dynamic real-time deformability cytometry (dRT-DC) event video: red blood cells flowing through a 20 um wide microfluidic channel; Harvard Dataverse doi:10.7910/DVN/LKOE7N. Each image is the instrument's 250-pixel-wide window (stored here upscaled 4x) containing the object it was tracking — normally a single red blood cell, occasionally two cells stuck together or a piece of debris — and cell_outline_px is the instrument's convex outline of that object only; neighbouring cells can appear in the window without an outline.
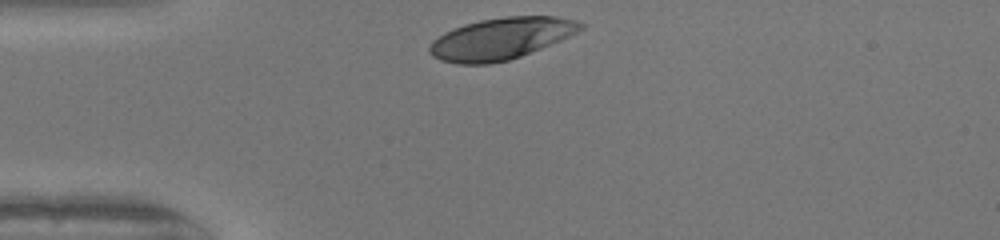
{"species": "human", "species_latin": "Homo sapiens", "temperature_condition": "warm", "stored_images_in_passage": 29, "camera_frame_rate_fps": 3000, "um_per_image_px": 0.085, "donor": {"sex": "female"}, "frame": {"image": 1, "passage_image": 1, "time_ms": 0.0, "image_size_px": [1000, 240], "cell_outline_px": [[584, 28], [560, 40], [520, 56], [508, 60], [488, 64], [456, 64], [440, 60], [432, 56], [428, 52], [428, 48], [432, 40], [444, 32], [464, 24], [480, 20], [504, 16], [556, 16], [576, 20], [584, 24]], "centroid_in_image_um": [42.54, 3.28], "position_along_channel_um": 42.5, "area_um2": 36.65}}
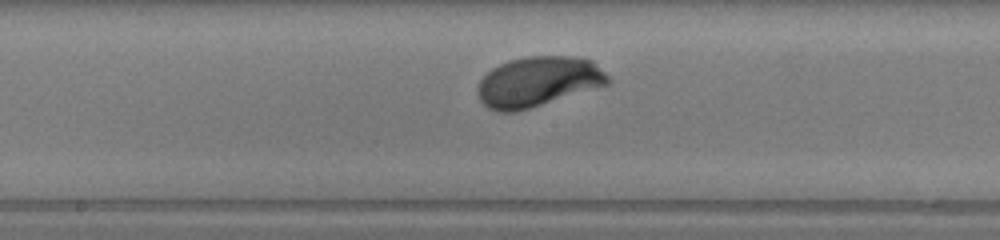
{"frame": {"image": 2, "passage_image": 15, "time_ms": 4.667, "image_size_px": [1000, 240], "cell_outline_px": [[612, 80], [608, 84], [516, 112], [496, 112], [488, 108], [480, 100], [476, 92], [476, 88], [480, 80], [492, 68], [508, 60], [524, 56], [572, 56], [592, 60]], "centroid_in_image_um": [45.7, 6.93], "position_along_channel_um": 202.5, "area_um2": 37.97}}
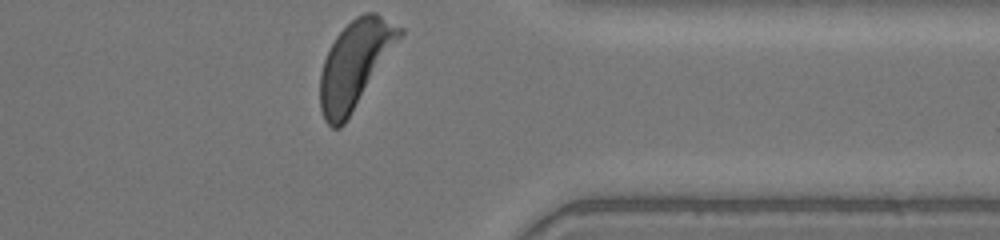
{"frame": {"image": 3, "passage_image": 29, "time_ms": 9.333, "image_size_px": [1000, 240], "cell_outline_px": [[404, 32], [344, 124], [340, 128], [332, 128], [324, 120], [320, 108], [320, 72], [324, 60], [336, 36], [356, 16], [364, 12], [376, 12], [404, 28]], "centroid_in_image_um": [30.16, 5.44], "position_along_channel_um": 381.2, "area_um2": 39.59}, "authors_computed_cell_mechanics": {"area_um2": 37.4544, "velocity_mm_per_s": 4.0276, "shape_relaxation_time_tau1_ms": 1.7288, "shape_relaxation_time_tau2_ms": null, "deformation_change_tau1": 0.1637, "deformation_change_tau2": null}}